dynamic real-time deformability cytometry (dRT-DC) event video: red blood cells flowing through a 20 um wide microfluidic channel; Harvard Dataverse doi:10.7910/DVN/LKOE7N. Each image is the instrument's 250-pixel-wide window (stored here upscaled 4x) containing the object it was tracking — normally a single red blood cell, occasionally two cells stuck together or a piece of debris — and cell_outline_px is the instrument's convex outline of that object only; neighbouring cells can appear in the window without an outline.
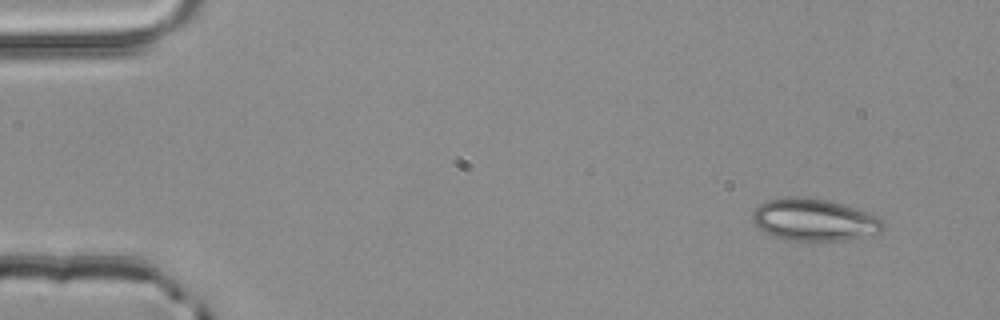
{"species": "common noctule bat (a hibernating species)", "species_latin": "Nyctalus noctula", "temperature_condition": "room temperature", "stored_images_in_passage": 3, "camera_frame_rate_fps": 3000, "um_per_image_px": 0.085, "animal": {"sex": "male", "body_mass_g": 20.4}, "frame": {"image": 1, "passage_image": 1, "time_ms": 0.0, "image_size_px": [1000, 320], "cell_outline_px": [[884, 228], [880, 232], [844, 240], [804, 244], [784, 240], [772, 236], [764, 232], [752, 220], [752, 212], [764, 200], [824, 200], [840, 204], [876, 216], [884, 220]], "centroid_in_image_um": [69.19, 18.79], "position_along_channel_um": 15.8, "area_um2": 31.56}}